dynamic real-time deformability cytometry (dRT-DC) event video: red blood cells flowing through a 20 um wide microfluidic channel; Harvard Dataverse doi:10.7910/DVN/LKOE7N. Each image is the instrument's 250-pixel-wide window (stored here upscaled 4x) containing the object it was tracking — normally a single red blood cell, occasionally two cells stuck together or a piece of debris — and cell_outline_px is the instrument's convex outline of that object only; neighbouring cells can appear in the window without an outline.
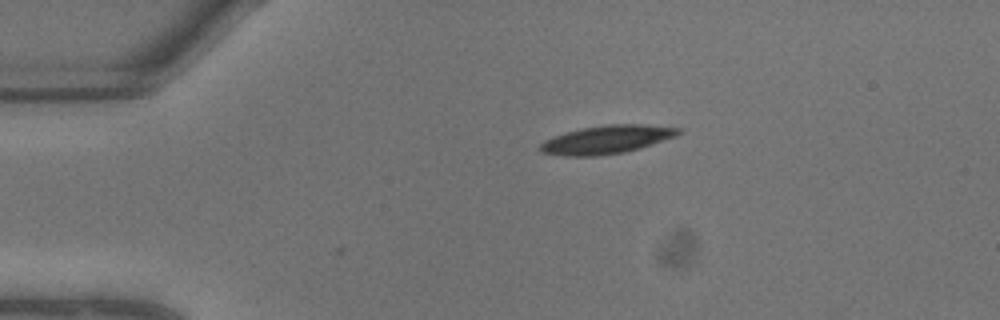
{"species": "common noctule bat (a hibernating species)", "species_latin": "Nyctalus noctula", "temperature_condition": "warm", "stored_images_in_passage": 3, "camera_frame_rate_fps": 3000, "um_per_image_px": 0.085, "animal": {"sex": "male", "body_mass_g": 13.3}, "frame": {"image": 1, "passage_image": 1, "time_ms": 0.0, "image_size_px": [1000, 320], "cell_outline_px": [[680, 132], [676, 136], [640, 148], [624, 152], [596, 156], [564, 156], [540, 152], [540, 144], [544, 140], [568, 132], [584, 128], [608, 124], [644, 124], [680, 128]], "centroid_in_image_um": [51.57, 11.87], "position_along_channel_um": 33.4, "area_um2": 22.48}}